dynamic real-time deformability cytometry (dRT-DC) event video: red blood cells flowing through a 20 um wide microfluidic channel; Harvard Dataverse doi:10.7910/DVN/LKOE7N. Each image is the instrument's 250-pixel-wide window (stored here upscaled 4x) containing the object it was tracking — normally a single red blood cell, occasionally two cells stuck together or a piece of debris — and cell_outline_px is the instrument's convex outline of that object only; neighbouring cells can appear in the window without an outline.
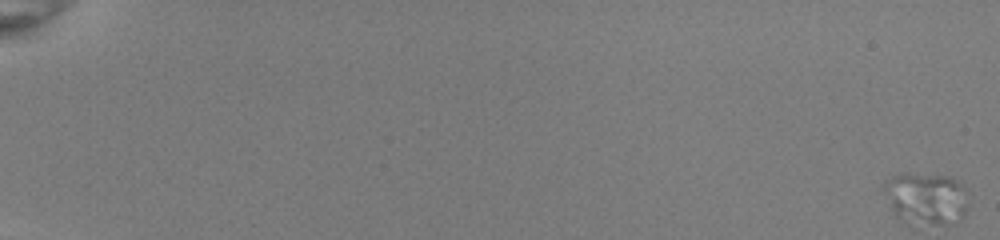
{"species": "common noctule bat (a hibernating species)", "species_latin": "Nyctalus noctula", "temperature_condition": "room temperature", "stored_images_in_passage": 1, "camera_frame_rate_fps": 3000, "um_per_image_px": 0.085, "animal": {"sex": "female", "body_mass_g": 22.0, "forearm_length_mm": 56.7}, "frame": {"image": 1, "passage_image": 1, "time_ms": 0.0, "image_size_px": [1000, 240], "cell_outline_px": [[968, 208], [964, 216], [956, 224], [904, 224], [892, 212], [880, 188], [884, 180], [900, 172], [908, 172], [948, 176], [956, 180], [964, 188], [968, 204]], "centroid_in_image_um": [78.64, 16.87], "position_along_channel_um": 6.4, "area_um2": 26.76}}